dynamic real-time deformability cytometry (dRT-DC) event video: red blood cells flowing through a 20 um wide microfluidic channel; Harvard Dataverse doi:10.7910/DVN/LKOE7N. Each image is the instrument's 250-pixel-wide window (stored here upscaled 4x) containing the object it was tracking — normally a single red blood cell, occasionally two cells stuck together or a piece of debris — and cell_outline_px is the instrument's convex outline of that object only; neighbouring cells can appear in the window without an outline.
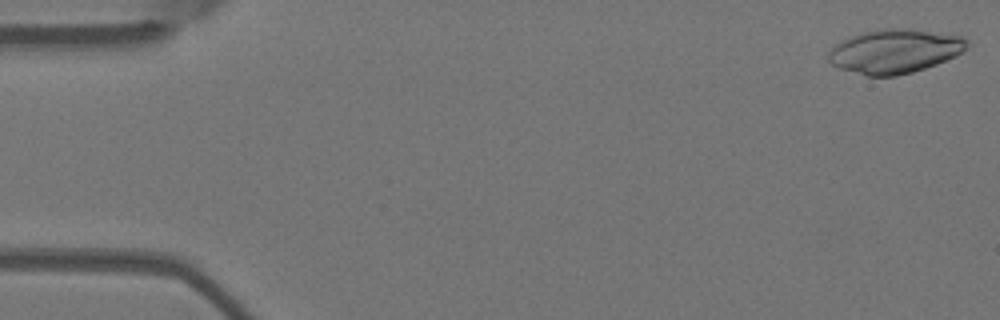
{"species": "Egyptian fruit bat (a non-hibernating species)", "species_latin": "Rousettus aegyptiacus", "temperature_condition": "warm", "stored_images_in_passage": 4, "camera_frame_rate_fps": 3000, "um_per_image_px": 0.085, "animal": {"sex": "female"}, "frame": {"image": 1, "passage_image": 1, "time_ms": 0.0, "image_size_px": [1000, 320], "cell_outline_px": [[972, 44], [956, 56], [936, 64], [912, 72], [896, 76], [868, 76], [840, 68], [832, 64], [828, 60], [828, 52], [836, 44], [852, 36], [864, 32], [888, 28], [912, 28], [964, 36]], "centroid_in_image_um": [76.11, 4.34], "position_along_channel_um": 8.9, "area_um2": 35.6}}